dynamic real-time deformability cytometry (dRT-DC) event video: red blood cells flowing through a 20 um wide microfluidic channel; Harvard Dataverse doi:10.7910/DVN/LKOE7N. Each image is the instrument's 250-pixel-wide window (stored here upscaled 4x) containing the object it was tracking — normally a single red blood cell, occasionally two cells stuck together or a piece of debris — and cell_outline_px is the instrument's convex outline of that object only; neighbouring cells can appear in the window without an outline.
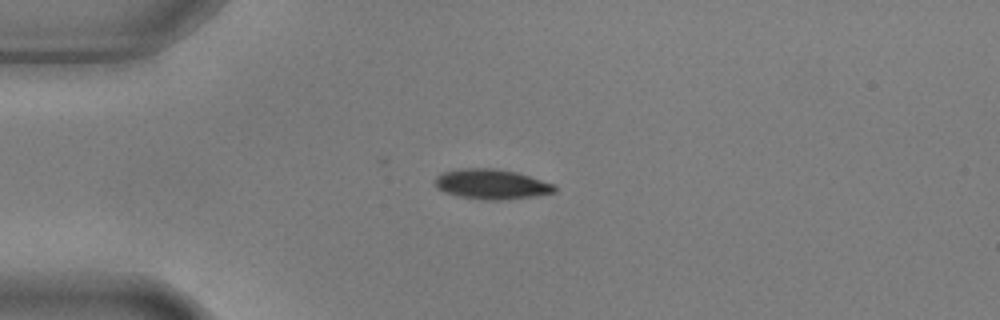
{"species": "common noctule bat (a hibernating species)", "species_latin": "Nyctalus noctula", "temperature_condition": "warm", "stored_images_in_passage": 7, "camera_frame_rate_fps": 3000, "um_per_image_px": 0.085, "animal": {"sex": "male", "body_mass_g": 17.9, "forearm_length_mm": 54.2}, "frame": {"image": 1, "passage_image": 1, "time_ms": 0.0, "image_size_px": [1000, 320], "cell_outline_px": [[556, 192], [532, 196], [500, 200], [488, 200], [460, 196], [444, 192], [436, 188], [436, 176], [444, 172], [460, 168], [492, 168], [516, 172], [556, 184]], "centroid_in_image_um": [41.79, 15.65], "position_along_channel_um": 43.2, "area_um2": 20.75}}
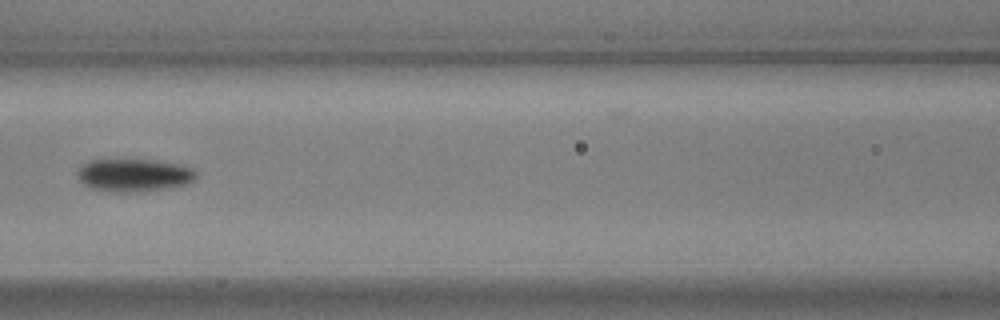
{"frame": {"image": 2, "passage_image": 4, "time_ms": 1.0, "image_size_px": [1000, 320], "cell_outline_px": [[196, 176], [192, 180], [184, 184], [172, 188], [140, 192], [108, 192], [88, 188], [80, 180], [76, 172], [80, 164], [88, 160], [152, 160], [176, 164], [192, 168], [196, 172]], "centroid_in_image_um": [11.31, 14.9], "position_along_channel_um": 155.3, "area_um2": 22.89}}
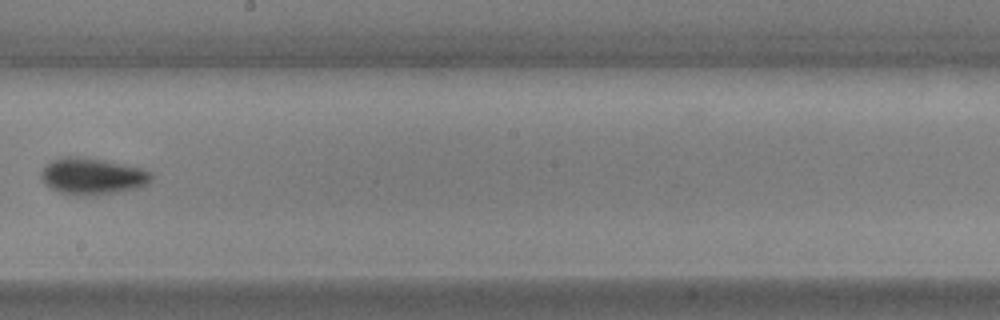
{"frame": {"image": 3, "passage_image": 6, "time_ms": 1.667, "image_size_px": [1000, 320], "cell_outline_px": [[152, 180], [148, 184], [140, 188], [96, 196], [76, 196], [60, 192], [44, 184], [40, 176], [40, 172], [52, 160], [60, 156], [80, 156], [104, 160], [144, 168], [152, 172]], "centroid_in_image_um": [7.88, 14.99], "position_along_channel_um": 240.3, "area_um2": 24.04}}